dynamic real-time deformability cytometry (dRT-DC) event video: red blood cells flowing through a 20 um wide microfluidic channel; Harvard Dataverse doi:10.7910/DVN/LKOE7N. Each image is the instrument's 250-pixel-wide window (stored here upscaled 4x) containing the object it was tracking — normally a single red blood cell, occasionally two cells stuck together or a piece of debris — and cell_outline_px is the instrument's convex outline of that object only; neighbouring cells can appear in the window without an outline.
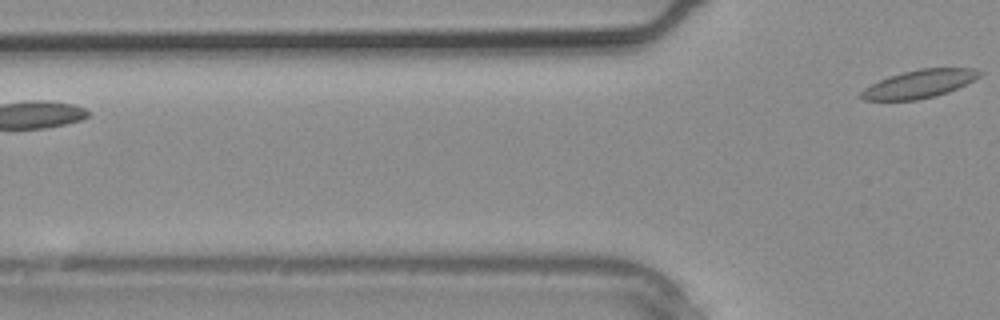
{"species": "common noctule bat (a hibernating species)", "species_latin": "Nyctalus noctula", "temperature_condition": "warm", "stored_images_in_passage": 2, "camera_frame_rate_fps": 3000, "um_per_image_px": 0.085, "animal": {"sex": "male", "body_mass_g": 20.4}, "frame": {"image": 1, "passage_image": 2, "time_ms": 0.333, "image_size_px": [1000, 320], "cell_outline_px": [[984, 72], [976, 80], [948, 92], [916, 100], [864, 100], [860, 96], [860, 92], [864, 88], [888, 76], [920, 68], [976, 68]], "centroid_in_image_um": [78.19, 7.12], "position_along_channel_um": 47.6, "area_um2": 19.36}}